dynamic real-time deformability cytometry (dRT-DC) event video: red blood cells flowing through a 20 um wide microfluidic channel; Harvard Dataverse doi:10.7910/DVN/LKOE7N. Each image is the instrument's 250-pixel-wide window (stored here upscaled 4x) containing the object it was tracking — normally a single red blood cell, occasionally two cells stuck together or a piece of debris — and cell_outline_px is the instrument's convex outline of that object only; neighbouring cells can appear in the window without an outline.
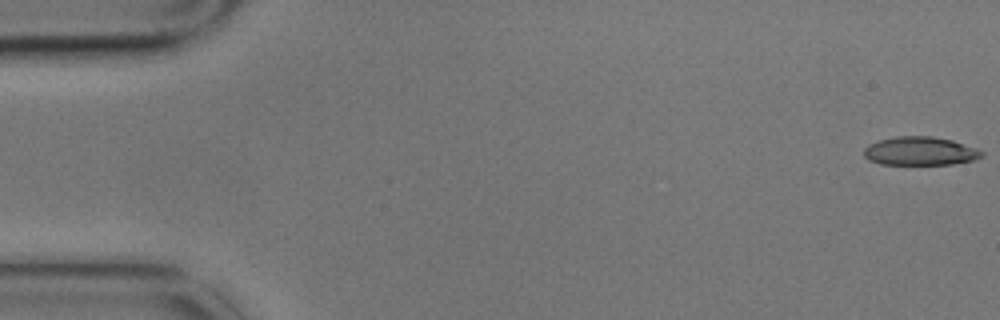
{"species": "common noctule bat (a hibernating species)", "species_latin": "Nyctalus noctula", "temperature_condition": "cold", "stored_images_in_passage": 5, "camera_frame_rate_fps": 3000, "um_per_image_px": 0.085, "animal": {"sex": "male", "body_mass_g": 17.9}, "frame": {"image": 1, "passage_image": 1, "time_ms": 0.0, "image_size_px": [1000, 320], "cell_outline_px": [[984, 156], [976, 160], [952, 164], [880, 164], [868, 160], [864, 156], [864, 148], [868, 144], [880, 140], [896, 136], [932, 136], [952, 140], [976, 148], [984, 152]], "centroid_in_image_um": [78.22, 12.84], "position_along_channel_um": 6.8, "area_um2": 19.71}}
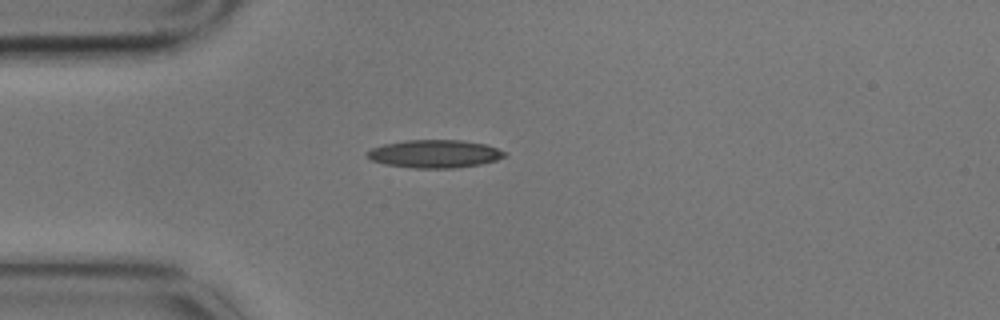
{"frame": {"image": 2, "passage_image": 5, "time_ms": 1.333, "image_size_px": [1000, 320], "cell_outline_px": [[508, 156], [496, 160], [480, 164], [456, 168], [412, 168], [384, 164], [372, 160], [364, 156], [364, 152], [372, 148], [384, 144], [404, 140], [464, 140], [484, 144], [508, 152]], "centroid_in_image_um": [36.93, 13.07], "position_along_channel_um": 48.1, "area_um2": 22.66}}